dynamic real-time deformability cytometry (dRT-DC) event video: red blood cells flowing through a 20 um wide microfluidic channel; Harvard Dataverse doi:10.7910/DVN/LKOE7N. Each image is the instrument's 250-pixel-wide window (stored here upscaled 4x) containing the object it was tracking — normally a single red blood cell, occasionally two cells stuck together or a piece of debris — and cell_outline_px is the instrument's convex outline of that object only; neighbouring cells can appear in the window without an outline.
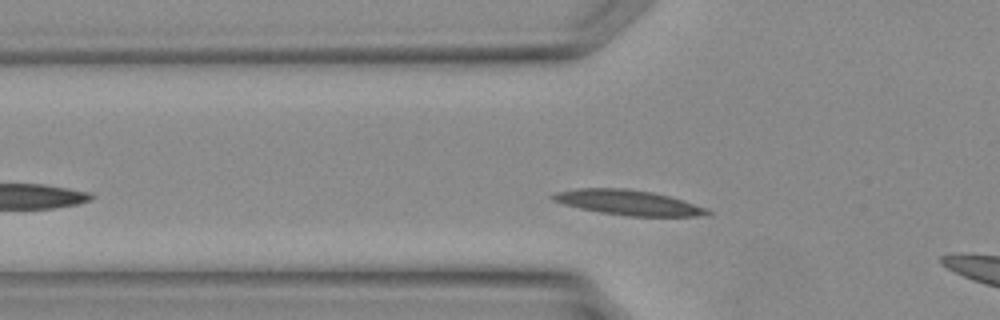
{"species": "Egyptian fruit bat (a non-hibernating species)", "species_latin": "Rousettus aegyptiacus", "temperature_condition": "warm", "stored_images_in_passage": 7, "camera_frame_rate_fps": 3000, "um_per_image_px": 0.085, "animal": {"sex": "female"}, "frame": {"image": 1, "passage_image": 5, "time_ms": 1.333, "image_size_px": [1000, 320], "cell_outline_px": [[712, 212], [696, 216], [628, 216], [600, 212], [580, 208], [564, 204], [552, 200], [548, 196], [556, 192], [576, 188], [624, 188], [652, 192], [668, 196], [704, 208]], "centroid_in_image_um": [53.28, 17.2], "position_along_channel_um": 72.5, "area_um2": 22.14}}